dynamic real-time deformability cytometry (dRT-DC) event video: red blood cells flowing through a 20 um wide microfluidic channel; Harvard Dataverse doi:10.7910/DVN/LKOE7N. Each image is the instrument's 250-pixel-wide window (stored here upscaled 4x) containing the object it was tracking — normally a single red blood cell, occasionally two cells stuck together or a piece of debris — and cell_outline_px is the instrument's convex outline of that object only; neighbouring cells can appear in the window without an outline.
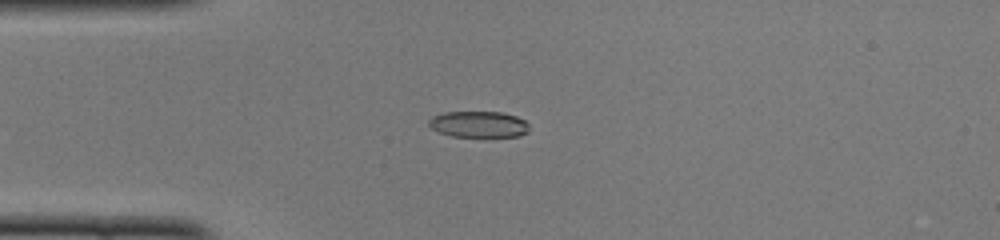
{"species": "common noctule bat (a hibernating species)", "species_latin": "Nyctalus noctula", "temperature_condition": "cold", "stored_images_in_passage": 50, "camera_frame_rate_fps": 3000, "um_per_image_px": 0.085, "animal": {"sex": "female", "body_mass_g": 22.0, "forearm_length_mm": 56.7}, "frame": {"image": 1, "passage_image": 13, "time_ms": 4.0, "image_size_px": [1000, 240], "cell_outline_px": [[528, 132], [520, 136], [452, 136], [440, 132], [432, 128], [428, 124], [428, 120], [432, 116], [444, 112], [500, 112], [516, 116], [524, 120], [528, 124]], "centroid_in_image_um": [40.68, 10.56], "position_along_channel_um": 44.3, "area_um2": 15.2}}
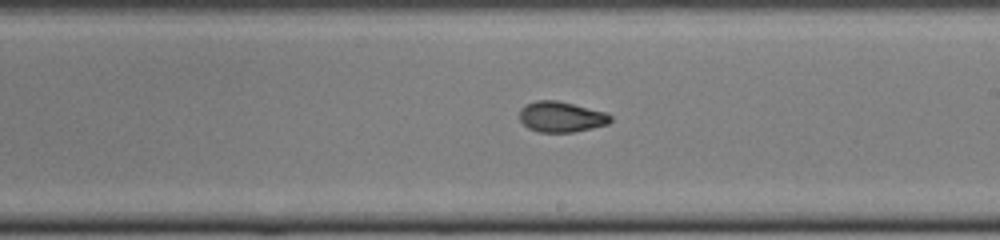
{"frame": {"image": 2, "passage_image": 29, "time_ms": 9.333, "image_size_px": [1000, 240], "cell_outline_px": [[612, 120], [608, 124], [592, 128], [572, 132], [540, 132], [528, 128], [520, 120], [520, 108], [524, 104], [536, 100], [556, 100], [608, 112], [612, 116]], "centroid_in_image_um": [47.71, 9.92], "position_along_channel_um": 241.3, "area_um2": 16.36}}
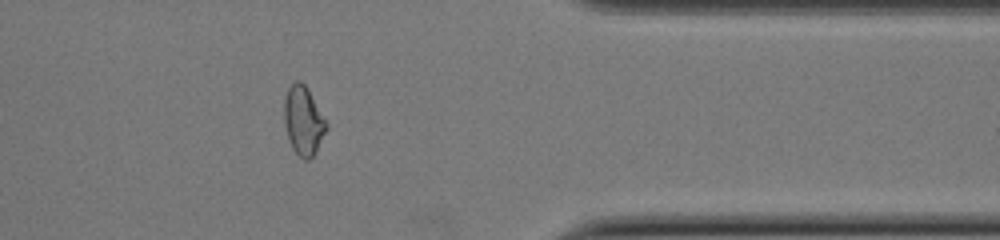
{"frame": {"image": 3, "passage_image": 41, "time_ms": 13.333, "image_size_px": [1000, 240], "cell_outline_px": [[328, 128], [316, 152], [308, 160], [304, 160], [292, 148], [284, 124], [284, 100], [288, 88], [296, 80], [300, 80], [304, 84], [328, 124]], "centroid_in_image_um": [25.79, 10.27], "position_along_channel_um": 385.6, "area_um2": 16.7}, "authors_computed_cell_mechanics": {"area_um2": 16.2996, "velocity_mm_per_s": 3.9995, "shape_relaxation_time_tau1_ms": 3.4824, "shape_relaxation_time_tau2_ms": 3.7132, "deformation_change_tau1": 0.1448, "deformation_change_tau2": 0.0746}}